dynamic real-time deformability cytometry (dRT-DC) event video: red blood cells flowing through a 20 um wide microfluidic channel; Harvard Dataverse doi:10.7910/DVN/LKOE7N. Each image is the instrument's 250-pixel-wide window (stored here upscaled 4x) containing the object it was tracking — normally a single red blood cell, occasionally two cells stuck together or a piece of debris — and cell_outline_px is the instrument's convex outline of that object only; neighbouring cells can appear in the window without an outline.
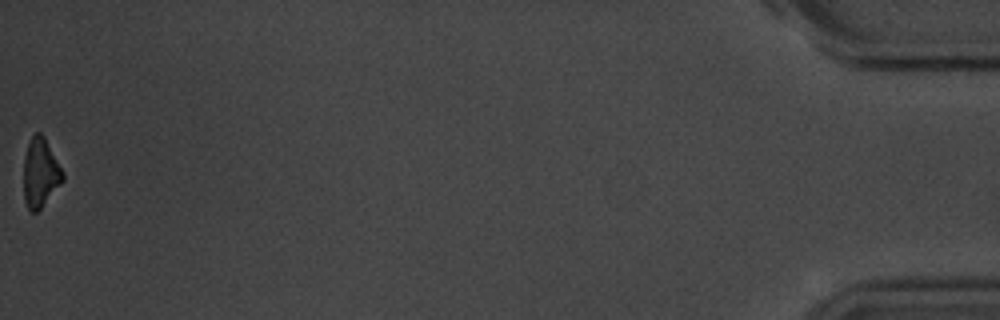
{"species": "common noctule bat (a hibernating species)", "species_latin": "Nyctalus noctula", "temperature_condition": "room temperature", "stored_images_in_passage": 43, "camera_frame_rate_fps": 3000, "um_per_image_px": 0.085, "animal": {"sex": "male", "body_mass_g": 20.1, "forearm_length_mm": 53.5}, "frame": {"image": 1, "passage_image": 43, "time_ms": 14.0, "image_size_px": [1000, 320], "cell_outline_px": [[64, 180], [40, 208], [36, 212], [32, 212], [28, 208], [24, 200], [24, 160], [28, 144], [32, 136], [36, 132], [40, 132], [44, 136], [64, 172]], "centroid_in_image_um": [3.44, 14.68], "position_along_channel_um": 431.8, "area_um2": 15.55}, "authors_computed_cell_mechanics": {"area_um2": 17.6868, "velocity_mm_per_s": 3.604, "shape_relaxation_time_tau1_ms": 2.3046, "shape_relaxation_time_tau2_ms": null, "deformation_change_tau1": 0.1458, "deformation_change_tau2": null}}